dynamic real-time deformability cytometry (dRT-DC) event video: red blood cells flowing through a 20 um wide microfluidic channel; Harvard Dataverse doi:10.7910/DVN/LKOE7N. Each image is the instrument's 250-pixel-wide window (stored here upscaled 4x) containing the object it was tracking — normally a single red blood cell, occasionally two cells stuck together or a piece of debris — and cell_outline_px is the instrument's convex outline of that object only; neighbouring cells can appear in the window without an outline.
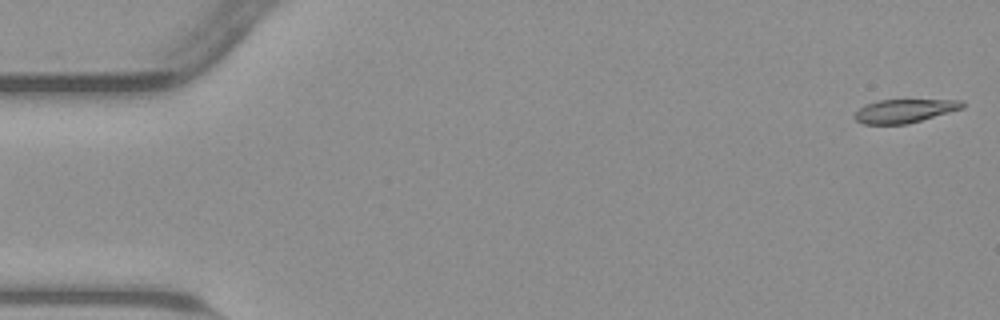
{"species": "common noctule bat (a hibernating species)", "species_latin": "Nyctalus noctula", "temperature_condition": "warm", "stored_images_in_passage": 54, "camera_frame_rate_fps": 3000, "um_per_image_px": 0.085, "animal": {"sex": "male", "body_mass_g": 23.1, "forearm_length_mm": 52.7}, "frame": {"image": 1, "passage_image": 1, "time_ms": 0.0, "image_size_px": [1000, 320], "cell_outline_px": [[964, 108], [920, 120], [904, 124], [864, 124], [856, 120], [852, 116], [864, 104], [880, 100], [964, 100]], "centroid_in_image_um": [76.86, 9.42], "position_along_channel_um": 8.1, "area_um2": 14.62}}
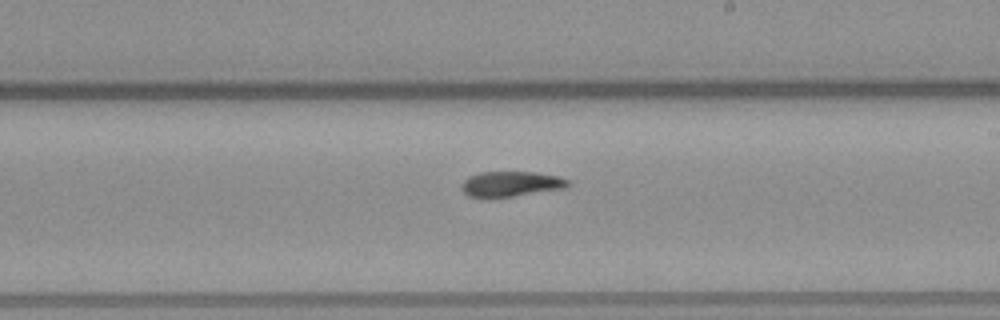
{"frame": {"image": 2, "passage_image": 31, "time_ms": 10.0, "image_size_px": [1000, 320], "cell_outline_px": [[572, 184], [564, 188], [512, 196], [468, 196], [464, 192], [464, 180], [468, 176], [480, 172], [532, 172], [560, 176], [568, 180]], "centroid_in_image_um": [43.49, 15.61], "position_along_channel_um": 245.5, "area_um2": 15.2}}
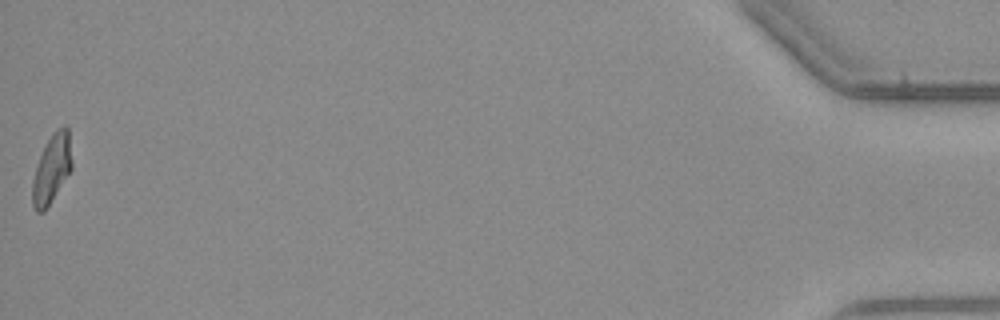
{"frame": {"image": 3, "passage_image": 54, "time_ms": 17.667, "image_size_px": [1000, 320], "cell_outline_px": [[72, 168], [44, 212], [36, 212], [32, 204], [32, 180], [40, 156], [52, 132], [56, 128], [64, 124], [68, 128], [72, 160]], "centroid_in_image_um": [4.4, 14.33], "position_along_channel_um": 430.8, "area_um2": 15.66}, "authors_computed_cell_mechanics": {"area_um2": 16.0973, "velocity_mm_per_s": 3.8118, "shape_relaxation_time_tau1_ms": null, "shape_relaxation_time_tau2_ms": 9.4936, "deformation_change_tau1": null, "deformation_change_tau2": 0.169}}